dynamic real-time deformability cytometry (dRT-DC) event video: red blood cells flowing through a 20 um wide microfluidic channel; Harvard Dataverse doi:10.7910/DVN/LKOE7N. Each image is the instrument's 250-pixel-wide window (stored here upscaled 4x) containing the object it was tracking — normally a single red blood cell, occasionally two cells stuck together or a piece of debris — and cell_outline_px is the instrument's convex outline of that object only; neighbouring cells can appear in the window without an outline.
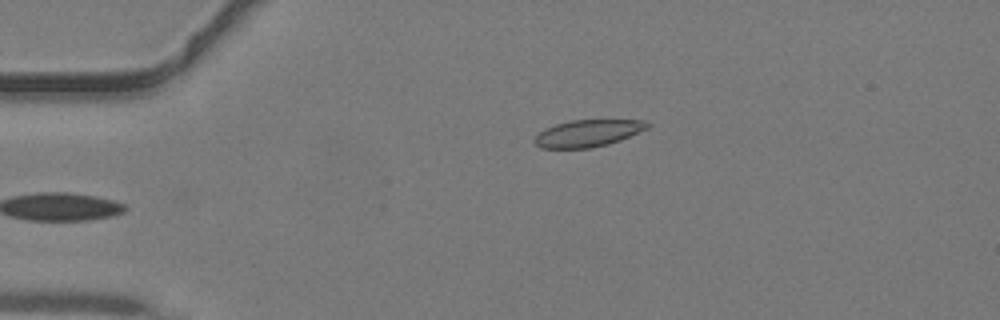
{"species": "common noctule bat (a hibernating species)", "species_latin": "Nyctalus noctula", "temperature_condition": "warm", "stored_images_in_passage": 7, "camera_frame_rate_fps": 3000, "um_per_image_px": 0.085, "animal": {"sex": "male", "body_mass_g": 19.2, "forearm_length_mm": 51.8}, "frame": {"image": 1, "passage_image": 1, "time_ms": 0.0, "image_size_px": [1000, 320], "cell_outline_px": [[652, 124], [648, 128], [620, 140], [608, 144], [592, 148], [540, 148], [532, 140], [544, 128], [556, 124], [572, 120], [644, 120]], "centroid_in_image_um": [49.97, 11.32], "position_along_channel_um": 35.0, "area_um2": 17.74}}
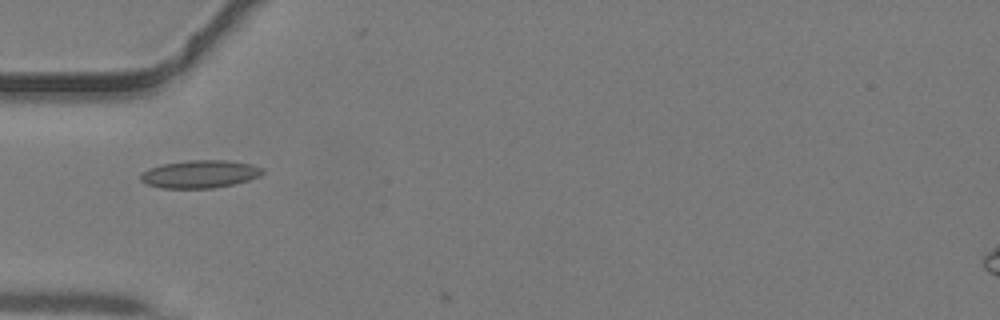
{"frame": {"image": 2, "passage_image": 6, "time_ms": 1.667, "image_size_px": [1000, 320], "cell_outline_px": [[264, 172], [260, 176], [248, 180], [232, 184], [212, 188], [160, 188], [148, 184], [140, 180], [140, 172], [148, 168], [164, 164], [188, 160], [228, 160], [252, 164], [264, 168]], "centroid_in_image_um": [16.99, 14.79], "position_along_channel_um": 68.0, "area_um2": 19.83}}